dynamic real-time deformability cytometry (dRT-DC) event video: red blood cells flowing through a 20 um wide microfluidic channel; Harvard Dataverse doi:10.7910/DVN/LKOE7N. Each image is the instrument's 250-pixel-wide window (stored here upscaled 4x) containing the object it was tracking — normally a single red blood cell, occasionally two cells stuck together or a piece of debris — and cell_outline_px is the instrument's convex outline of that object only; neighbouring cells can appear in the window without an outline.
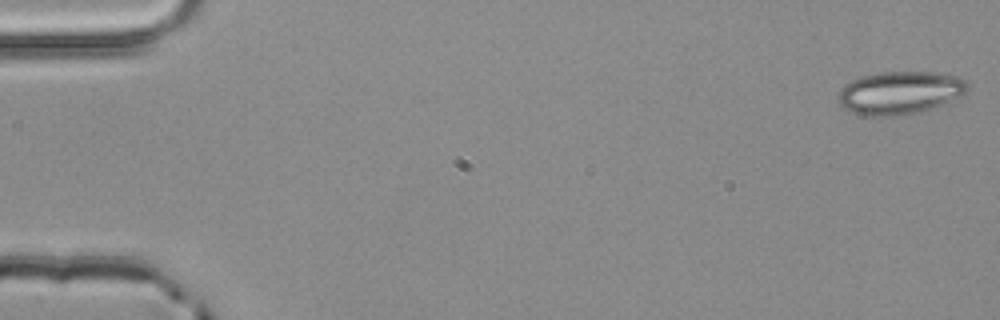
{"species": "common noctule bat (a hibernating species)", "species_latin": "Nyctalus noctula", "temperature_condition": "room temperature", "stored_images_in_passage": 4, "camera_frame_rate_fps": 3000, "um_per_image_px": 0.085, "animal": {"sex": "male", "body_mass_g": 20.4}, "frame": {"image": 1, "passage_image": 1, "time_ms": 0.0, "image_size_px": [1000, 320], "cell_outline_px": [[968, 88], [964, 92], [932, 108], [920, 112], [888, 116], [864, 116], [848, 112], [840, 104], [836, 96], [840, 88], [844, 84], [852, 80], [864, 76], [880, 72], [936, 72], [952, 76], [964, 80], [968, 84]], "centroid_in_image_um": [76.38, 7.89], "position_along_channel_um": 8.6, "area_um2": 32.02}}